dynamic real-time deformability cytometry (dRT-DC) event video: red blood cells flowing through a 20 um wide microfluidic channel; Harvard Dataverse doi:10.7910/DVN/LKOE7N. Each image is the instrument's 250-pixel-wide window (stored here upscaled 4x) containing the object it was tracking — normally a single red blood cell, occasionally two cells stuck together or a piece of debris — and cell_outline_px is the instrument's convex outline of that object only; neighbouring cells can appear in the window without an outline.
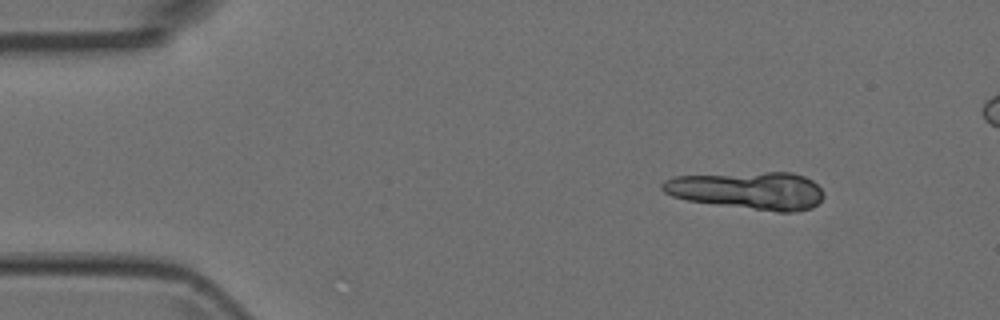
{"species": "Egyptian fruit bat (a non-hibernating species)", "species_latin": "Rousettus aegyptiacus", "temperature_condition": "room temperature", "stored_images_in_passage": 5, "segment_of_instrument_passage": [1, 2], "camera_frame_rate_fps": 3000, "um_per_image_px": 0.085, "animal": {"sex": "female"}, "frame": {"image": 1, "passage_image": 1, "time_ms": 0.0, "image_size_px": [1000, 320], "cell_outline_px": [[824, 196], [812, 208], [796, 212], [776, 212], [716, 204], [688, 200], [672, 196], [664, 192], [660, 188], [660, 184], [664, 180], [676, 176], [764, 172], [792, 172], [804, 176], [812, 180], [824, 192]], "centroid_in_image_um": [63.6, 16.19], "position_along_channel_um": 21.4, "area_um2": 35.43}}